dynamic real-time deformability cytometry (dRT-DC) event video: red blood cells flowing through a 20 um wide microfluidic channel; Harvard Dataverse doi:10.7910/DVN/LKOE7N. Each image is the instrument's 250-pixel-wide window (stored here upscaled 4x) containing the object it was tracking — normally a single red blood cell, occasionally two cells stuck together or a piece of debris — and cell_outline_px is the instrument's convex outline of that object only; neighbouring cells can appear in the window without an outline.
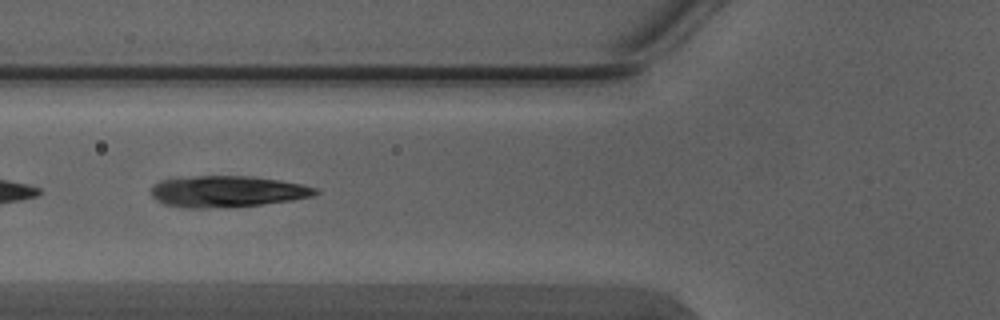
{"species": "Egyptian fruit bat (a non-hibernating species)", "species_latin": "Rousettus aegyptiacus", "temperature_condition": "warm", "stored_images_in_passage": 5, "camera_frame_rate_fps": 3000, "um_per_image_px": 0.085, "animal": {"sex": "male"}, "frame": {"image": 1, "passage_image": 5, "time_ms": 1.333, "image_size_px": [1000, 320], "cell_outline_px": [[320, 192], [312, 196], [292, 200], [260, 204], [204, 208], [184, 208], [164, 204], [156, 200], [152, 196], [152, 184], [160, 180], [196, 176], [248, 176], [280, 180], [300, 184], [316, 188]], "centroid_in_image_um": [19.28, 16.27], "position_along_channel_um": 106.5, "area_um2": 29.71}}